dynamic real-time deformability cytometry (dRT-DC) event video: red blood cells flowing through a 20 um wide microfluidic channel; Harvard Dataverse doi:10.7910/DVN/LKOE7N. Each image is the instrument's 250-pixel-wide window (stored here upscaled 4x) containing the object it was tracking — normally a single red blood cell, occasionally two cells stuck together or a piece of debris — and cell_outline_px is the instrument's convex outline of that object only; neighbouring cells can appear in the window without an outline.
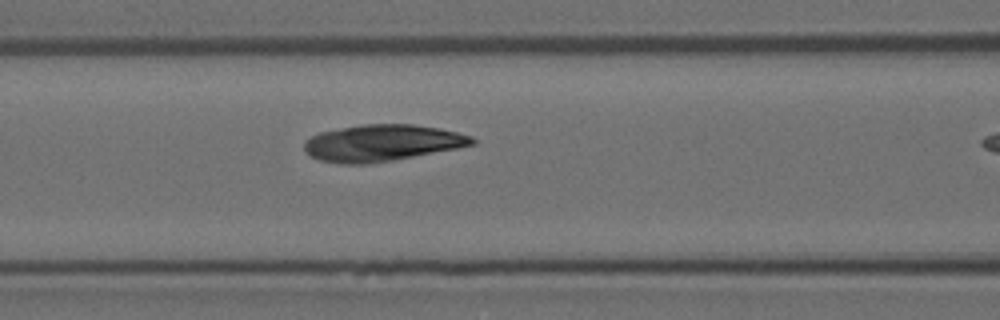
{"species": "Egyptian fruit bat (a non-hibernating species)", "species_latin": "Rousettus aegyptiacus", "temperature_condition": "room temperature", "stored_images_in_passage": 11, "camera_frame_rate_fps": 3000, "um_per_image_px": 0.085, "animal": {"sex": "female"}, "frame": {"image": 1, "passage_image": 10, "time_ms": 3.0, "image_size_px": [1000, 320], "cell_outline_px": [[476, 144], [456, 148], [392, 160], [368, 164], [340, 164], [320, 160], [308, 156], [304, 148], [304, 144], [312, 136], [320, 132], [360, 124], [412, 124], [440, 128], [472, 136], [476, 140]], "centroid_in_image_um": [32.46, 12.15], "position_along_channel_um": 134.1, "area_um2": 35.66}}